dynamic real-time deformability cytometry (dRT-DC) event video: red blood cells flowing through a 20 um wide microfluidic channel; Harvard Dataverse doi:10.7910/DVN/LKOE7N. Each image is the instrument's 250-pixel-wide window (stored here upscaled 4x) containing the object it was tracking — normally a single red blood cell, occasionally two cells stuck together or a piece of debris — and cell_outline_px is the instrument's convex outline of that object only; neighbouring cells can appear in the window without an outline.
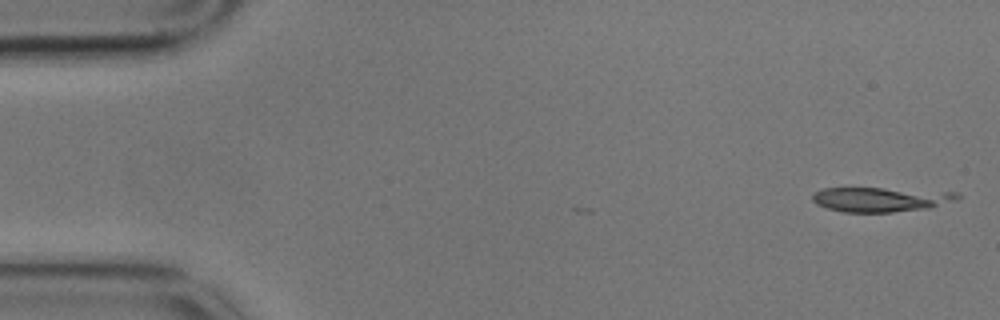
{"species": "common noctule bat (a hibernating species)", "species_latin": "Nyctalus noctula", "temperature_condition": "cold", "stored_images_in_passage": 4, "camera_frame_rate_fps": 3000, "um_per_image_px": 0.085, "animal": {"sex": "male", "body_mass_g": 17.9}, "frame": {"image": 1, "passage_image": 1, "time_ms": 0.0, "image_size_px": [1000, 320], "cell_outline_px": [[960, 196], [956, 200], [928, 208], [892, 212], [844, 212], [828, 208], [816, 204], [812, 200], [812, 196], [816, 192], [824, 188], [884, 188], [960, 192]], "centroid_in_image_um": [74.88, 16.94], "position_along_channel_um": 10.1, "area_um2": 20.69}}